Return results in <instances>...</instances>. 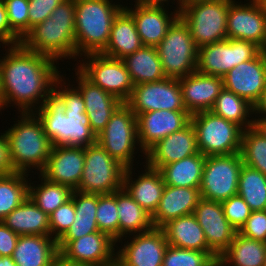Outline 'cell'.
<instances>
[{"instance_id": "cell-1", "label": "cell", "mask_w": 266, "mask_h": 266, "mask_svg": "<svg viewBox=\"0 0 266 266\" xmlns=\"http://www.w3.org/2000/svg\"><path fill=\"white\" fill-rule=\"evenodd\" d=\"M7 49L6 56L0 58L1 106L9 107L8 104L13 102L21 113L34 112L35 106L40 104L37 106L40 108L43 105L60 77L55 65L57 61L29 51L21 44Z\"/></svg>"}, {"instance_id": "cell-2", "label": "cell", "mask_w": 266, "mask_h": 266, "mask_svg": "<svg viewBox=\"0 0 266 266\" xmlns=\"http://www.w3.org/2000/svg\"><path fill=\"white\" fill-rule=\"evenodd\" d=\"M62 76L34 114L42 122L45 135L53 146L85 147L95 144L97 137L87 123L83 96L77 88H73L74 85L72 88L65 86ZM62 81L65 85L61 84Z\"/></svg>"}, {"instance_id": "cell-3", "label": "cell", "mask_w": 266, "mask_h": 266, "mask_svg": "<svg viewBox=\"0 0 266 266\" xmlns=\"http://www.w3.org/2000/svg\"><path fill=\"white\" fill-rule=\"evenodd\" d=\"M20 44L56 61L66 57L75 59V0L60 3L49 18L31 28Z\"/></svg>"}, {"instance_id": "cell-4", "label": "cell", "mask_w": 266, "mask_h": 266, "mask_svg": "<svg viewBox=\"0 0 266 266\" xmlns=\"http://www.w3.org/2000/svg\"><path fill=\"white\" fill-rule=\"evenodd\" d=\"M112 0H75L76 57L101 53L107 46L116 15L123 5Z\"/></svg>"}, {"instance_id": "cell-5", "label": "cell", "mask_w": 266, "mask_h": 266, "mask_svg": "<svg viewBox=\"0 0 266 266\" xmlns=\"http://www.w3.org/2000/svg\"><path fill=\"white\" fill-rule=\"evenodd\" d=\"M19 119L18 123L5 131L14 170L29 174L31 168H37L41 173L53 145L34 112L21 113Z\"/></svg>"}, {"instance_id": "cell-6", "label": "cell", "mask_w": 266, "mask_h": 266, "mask_svg": "<svg viewBox=\"0 0 266 266\" xmlns=\"http://www.w3.org/2000/svg\"><path fill=\"white\" fill-rule=\"evenodd\" d=\"M198 150L204 156L239 153L243 129L236 123L213 114L211 111L191 115Z\"/></svg>"}, {"instance_id": "cell-7", "label": "cell", "mask_w": 266, "mask_h": 266, "mask_svg": "<svg viewBox=\"0 0 266 266\" xmlns=\"http://www.w3.org/2000/svg\"><path fill=\"white\" fill-rule=\"evenodd\" d=\"M156 48L166 77L180 79L196 72L198 47L180 16Z\"/></svg>"}, {"instance_id": "cell-8", "label": "cell", "mask_w": 266, "mask_h": 266, "mask_svg": "<svg viewBox=\"0 0 266 266\" xmlns=\"http://www.w3.org/2000/svg\"><path fill=\"white\" fill-rule=\"evenodd\" d=\"M228 9L229 0L197 1L182 7L179 16L199 48L227 39Z\"/></svg>"}, {"instance_id": "cell-9", "label": "cell", "mask_w": 266, "mask_h": 266, "mask_svg": "<svg viewBox=\"0 0 266 266\" xmlns=\"http://www.w3.org/2000/svg\"><path fill=\"white\" fill-rule=\"evenodd\" d=\"M85 165L77 191L110 194L123 188L126 167L111 157L98 142L84 147Z\"/></svg>"}, {"instance_id": "cell-10", "label": "cell", "mask_w": 266, "mask_h": 266, "mask_svg": "<svg viewBox=\"0 0 266 266\" xmlns=\"http://www.w3.org/2000/svg\"><path fill=\"white\" fill-rule=\"evenodd\" d=\"M99 145L126 168L133 167L136 143L138 146L137 120L131 108L122 103L112 114L104 130L97 136Z\"/></svg>"}, {"instance_id": "cell-11", "label": "cell", "mask_w": 266, "mask_h": 266, "mask_svg": "<svg viewBox=\"0 0 266 266\" xmlns=\"http://www.w3.org/2000/svg\"><path fill=\"white\" fill-rule=\"evenodd\" d=\"M78 71L92 84L126 103L134 84L123 60L105 56L101 53L83 55ZM82 63V64H81Z\"/></svg>"}, {"instance_id": "cell-12", "label": "cell", "mask_w": 266, "mask_h": 266, "mask_svg": "<svg viewBox=\"0 0 266 266\" xmlns=\"http://www.w3.org/2000/svg\"><path fill=\"white\" fill-rule=\"evenodd\" d=\"M240 152L230 155L206 156L200 195L202 199L223 202L238 193L243 165Z\"/></svg>"}, {"instance_id": "cell-13", "label": "cell", "mask_w": 266, "mask_h": 266, "mask_svg": "<svg viewBox=\"0 0 266 266\" xmlns=\"http://www.w3.org/2000/svg\"><path fill=\"white\" fill-rule=\"evenodd\" d=\"M262 51L256 43L238 39L204 45L198 48L196 71L223 77L235 66L257 57Z\"/></svg>"}, {"instance_id": "cell-14", "label": "cell", "mask_w": 266, "mask_h": 266, "mask_svg": "<svg viewBox=\"0 0 266 266\" xmlns=\"http://www.w3.org/2000/svg\"><path fill=\"white\" fill-rule=\"evenodd\" d=\"M116 241L103 232L58 240L59 260L69 266H108L116 262Z\"/></svg>"}, {"instance_id": "cell-15", "label": "cell", "mask_w": 266, "mask_h": 266, "mask_svg": "<svg viewBox=\"0 0 266 266\" xmlns=\"http://www.w3.org/2000/svg\"><path fill=\"white\" fill-rule=\"evenodd\" d=\"M126 104L136 116L155 110L187 111L179 79L168 77L135 85Z\"/></svg>"}, {"instance_id": "cell-16", "label": "cell", "mask_w": 266, "mask_h": 266, "mask_svg": "<svg viewBox=\"0 0 266 266\" xmlns=\"http://www.w3.org/2000/svg\"><path fill=\"white\" fill-rule=\"evenodd\" d=\"M246 4L229 0L227 39L254 42L266 51V12L255 0Z\"/></svg>"}, {"instance_id": "cell-17", "label": "cell", "mask_w": 266, "mask_h": 266, "mask_svg": "<svg viewBox=\"0 0 266 266\" xmlns=\"http://www.w3.org/2000/svg\"><path fill=\"white\" fill-rule=\"evenodd\" d=\"M167 246L162 228L153 227L133 234L132 240L116 252V262L121 266H162Z\"/></svg>"}, {"instance_id": "cell-18", "label": "cell", "mask_w": 266, "mask_h": 266, "mask_svg": "<svg viewBox=\"0 0 266 266\" xmlns=\"http://www.w3.org/2000/svg\"><path fill=\"white\" fill-rule=\"evenodd\" d=\"M224 88L255 105L266 88V51L242 62L222 77Z\"/></svg>"}, {"instance_id": "cell-19", "label": "cell", "mask_w": 266, "mask_h": 266, "mask_svg": "<svg viewBox=\"0 0 266 266\" xmlns=\"http://www.w3.org/2000/svg\"><path fill=\"white\" fill-rule=\"evenodd\" d=\"M136 120L139 148L145 155L158 141L186 127L191 115L187 111L155 110L137 115Z\"/></svg>"}, {"instance_id": "cell-20", "label": "cell", "mask_w": 266, "mask_h": 266, "mask_svg": "<svg viewBox=\"0 0 266 266\" xmlns=\"http://www.w3.org/2000/svg\"><path fill=\"white\" fill-rule=\"evenodd\" d=\"M193 214L203 229L208 246L220 257L237 233L226 219L221 202L201 198Z\"/></svg>"}, {"instance_id": "cell-21", "label": "cell", "mask_w": 266, "mask_h": 266, "mask_svg": "<svg viewBox=\"0 0 266 266\" xmlns=\"http://www.w3.org/2000/svg\"><path fill=\"white\" fill-rule=\"evenodd\" d=\"M84 165V147L52 146L48 162L40 174L50 182L66 185L76 190Z\"/></svg>"}, {"instance_id": "cell-22", "label": "cell", "mask_w": 266, "mask_h": 266, "mask_svg": "<svg viewBox=\"0 0 266 266\" xmlns=\"http://www.w3.org/2000/svg\"><path fill=\"white\" fill-rule=\"evenodd\" d=\"M199 153L194 127L191 122L158 141L146 153V164L154 169Z\"/></svg>"}, {"instance_id": "cell-23", "label": "cell", "mask_w": 266, "mask_h": 266, "mask_svg": "<svg viewBox=\"0 0 266 266\" xmlns=\"http://www.w3.org/2000/svg\"><path fill=\"white\" fill-rule=\"evenodd\" d=\"M184 106L190 115L210 111L224 89L223 78L194 72L179 79Z\"/></svg>"}, {"instance_id": "cell-24", "label": "cell", "mask_w": 266, "mask_h": 266, "mask_svg": "<svg viewBox=\"0 0 266 266\" xmlns=\"http://www.w3.org/2000/svg\"><path fill=\"white\" fill-rule=\"evenodd\" d=\"M75 74L78 77L76 88L82 94L86 107L87 123L97 137L122 102L101 87L92 84L78 70Z\"/></svg>"}, {"instance_id": "cell-25", "label": "cell", "mask_w": 266, "mask_h": 266, "mask_svg": "<svg viewBox=\"0 0 266 266\" xmlns=\"http://www.w3.org/2000/svg\"><path fill=\"white\" fill-rule=\"evenodd\" d=\"M124 8L132 15L143 46L157 47L166 36L169 27L179 17L177 9L168 15L164 7L134 4L135 9L127 6Z\"/></svg>"}, {"instance_id": "cell-26", "label": "cell", "mask_w": 266, "mask_h": 266, "mask_svg": "<svg viewBox=\"0 0 266 266\" xmlns=\"http://www.w3.org/2000/svg\"><path fill=\"white\" fill-rule=\"evenodd\" d=\"M199 189L165 185L159 205L151 216L153 226L162 228L173 219L193 214L201 199Z\"/></svg>"}, {"instance_id": "cell-27", "label": "cell", "mask_w": 266, "mask_h": 266, "mask_svg": "<svg viewBox=\"0 0 266 266\" xmlns=\"http://www.w3.org/2000/svg\"><path fill=\"white\" fill-rule=\"evenodd\" d=\"M133 168L125 169L123 188L152 216L159 205L165 187L162 175L158 169L151 168L146 164L144 173L133 181Z\"/></svg>"}, {"instance_id": "cell-28", "label": "cell", "mask_w": 266, "mask_h": 266, "mask_svg": "<svg viewBox=\"0 0 266 266\" xmlns=\"http://www.w3.org/2000/svg\"><path fill=\"white\" fill-rule=\"evenodd\" d=\"M17 266H54L59 261L57 241L51 236H19L12 254Z\"/></svg>"}, {"instance_id": "cell-29", "label": "cell", "mask_w": 266, "mask_h": 266, "mask_svg": "<svg viewBox=\"0 0 266 266\" xmlns=\"http://www.w3.org/2000/svg\"><path fill=\"white\" fill-rule=\"evenodd\" d=\"M142 46L133 17L123 8L114 19L108 44L101 54L122 60Z\"/></svg>"}, {"instance_id": "cell-30", "label": "cell", "mask_w": 266, "mask_h": 266, "mask_svg": "<svg viewBox=\"0 0 266 266\" xmlns=\"http://www.w3.org/2000/svg\"><path fill=\"white\" fill-rule=\"evenodd\" d=\"M2 222L19 236H50L49 215L41 210L29 196Z\"/></svg>"}, {"instance_id": "cell-31", "label": "cell", "mask_w": 266, "mask_h": 266, "mask_svg": "<svg viewBox=\"0 0 266 266\" xmlns=\"http://www.w3.org/2000/svg\"><path fill=\"white\" fill-rule=\"evenodd\" d=\"M162 230L165 233L168 245L182 249L214 252L208 246L203 229L194 214L173 219L166 223Z\"/></svg>"}, {"instance_id": "cell-32", "label": "cell", "mask_w": 266, "mask_h": 266, "mask_svg": "<svg viewBox=\"0 0 266 266\" xmlns=\"http://www.w3.org/2000/svg\"><path fill=\"white\" fill-rule=\"evenodd\" d=\"M206 156L200 152L177 162L163 165L160 171L165 185L200 188Z\"/></svg>"}, {"instance_id": "cell-33", "label": "cell", "mask_w": 266, "mask_h": 266, "mask_svg": "<svg viewBox=\"0 0 266 266\" xmlns=\"http://www.w3.org/2000/svg\"><path fill=\"white\" fill-rule=\"evenodd\" d=\"M71 199L75 206V220L59 240H76L99 231L96 220L98 194L73 190Z\"/></svg>"}, {"instance_id": "cell-34", "label": "cell", "mask_w": 266, "mask_h": 266, "mask_svg": "<svg viewBox=\"0 0 266 266\" xmlns=\"http://www.w3.org/2000/svg\"><path fill=\"white\" fill-rule=\"evenodd\" d=\"M265 254V242L248 238L237 231L229 247L219 257L218 266H264Z\"/></svg>"}, {"instance_id": "cell-35", "label": "cell", "mask_w": 266, "mask_h": 266, "mask_svg": "<svg viewBox=\"0 0 266 266\" xmlns=\"http://www.w3.org/2000/svg\"><path fill=\"white\" fill-rule=\"evenodd\" d=\"M135 85L157 82L166 78L156 47L142 46L122 59Z\"/></svg>"}, {"instance_id": "cell-36", "label": "cell", "mask_w": 266, "mask_h": 266, "mask_svg": "<svg viewBox=\"0 0 266 266\" xmlns=\"http://www.w3.org/2000/svg\"><path fill=\"white\" fill-rule=\"evenodd\" d=\"M119 217V242L129 234H138L152 229L151 215L147 213L124 189L117 191Z\"/></svg>"}, {"instance_id": "cell-37", "label": "cell", "mask_w": 266, "mask_h": 266, "mask_svg": "<svg viewBox=\"0 0 266 266\" xmlns=\"http://www.w3.org/2000/svg\"><path fill=\"white\" fill-rule=\"evenodd\" d=\"M210 111L217 116L236 123L243 130L253 126L254 120L247 118L252 117L254 106L246 99L225 88L217 96Z\"/></svg>"}, {"instance_id": "cell-38", "label": "cell", "mask_w": 266, "mask_h": 266, "mask_svg": "<svg viewBox=\"0 0 266 266\" xmlns=\"http://www.w3.org/2000/svg\"><path fill=\"white\" fill-rule=\"evenodd\" d=\"M252 211L266 210V175L245 164L238 181V193Z\"/></svg>"}, {"instance_id": "cell-39", "label": "cell", "mask_w": 266, "mask_h": 266, "mask_svg": "<svg viewBox=\"0 0 266 266\" xmlns=\"http://www.w3.org/2000/svg\"><path fill=\"white\" fill-rule=\"evenodd\" d=\"M28 174L0 175V221L29 196Z\"/></svg>"}, {"instance_id": "cell-40", "label": "cell", "mask_w": 266, "mask_h": 266, "mask_svg": "<svg viewBox=\"0 0 266 266\" xmlns=\"http://www.w3.org/2000/svg\"><path fill=\"white\" fill-rule=\"evenodd\" d=\"M40 176L42 183L38 186H31L29 183V197L41 210L50 215L71 199L73 190L69 186L50 182L41 174Z\"/></svg>"}, {"instance_id": "cell-41", "label": "cell", "mask_w": 266, "mask_h": 266, "mask_svg": "<svg viewBox=\"0 0 266 266\" xmlns=\"http://www.w3.org/2000/svg\"><path fill=\"white\" fill-rule=\"evenodd\" d=\"M240 154L245 165L266 175V138L253 126L242 132Z\"/></svg>"}, {"instance_id": "cell-42", "label": "cell", "mask_w": 266, "mask_h": 266, "mask_svg": "<svg viewBox=\"0 0 266 266\" xmlns=\"http://www.w3.org/2000/svg\"><path fill=\"white\" fill-rule=\"evenodd\" d=\"M219 256L215 252L182 249L168 245L162 266H218Z\"/></svg>"}, {"instance_id": "cell-43", "label": "cell", "mask_w": 266, "mask_h": 266, "mask_svg": "<svg viewBox=\"0 0 266 266\" xmlns=\"http://www.w3.org/2000/svg\"><path fill=\"white\" fill-rule=\"evenodd\" d=\"M96 220L100 232L107 234L116 242L119 241L117 191L110 194H98Z\"/></svg>"}, {"instance_id": "cell-44", "label": "cell", "mask_w": 266, "mask_h": 266, "mask_svg": "<svg viewBox=\"0 0 266 266\" xmlns=\"http://www.w3.org/2000/svg\"><path fill=\"white\" fill-rule=\"evenodd\" d=\"M10 29L22 40L29 32V0H3Z\"/></svg>"}, {"instance_id": "cell-45", "label": "cell", "mask_w": 266, "mask_h": 266, "mask_svg": "<svg viewBox=\"0 0 266 266\" xmlns=\"http://www.w3.org/2000/svg\"><path fill=\"white\" fill-rule=\"evenodd\" d=\"M75 220V206L72 199L59 206L49 215L50 236L58 241Z\"/></svg>"}, {"instance_id": "cell-46", "label": "cell", "mask_w": 266, "mask_h": 266, "mask_svg": "<svg viewBox=\"0 0 266 266\" xmlns=\"http://www.w3.org/2000/svg\"><path fill=\"white\" fill-rule=\"evenodd\" d=\"M221 205L226 219L237 231L241 229L252 213L248 204L238 194L223 201Z\"/></svg>"}, {"instance_id": "cell-47", "label": "cell", "mask_w": 266, "mask_h": 266, "mask_svg": "<svg viewBox=\"0 0 266 266\" xmlns=\"http://www.w3.org/2000/svg\"><path fill=\"white\" fill-rule=\"evenodd\" d=\"M238 232L248 238L266 243V210L252 211Z\"/></svg>"}, {"instance_id": "cell-48", "label": "cell", "mask_w": 266, "mask_h": 266, "mask_svg": "<svg viewBox=\"0 0 266 266\" xmlns=\"http://www.w3.org/2000/svg\"><path fill=\"white\" fill-rule=\"evenodd\" d=\"M64 0H29V31L35 25L49 18L55 8Z\"/></svg>"}, {"instance_id": "cell-49", "label": "cell", "mask_w": 266, "mask_h": 266, "mask_svg": "<svg viewBox=\"0 0 266 266\" xmlns=\"http://www.w3.org/2000/svg\"><path fill=\"white\" fill-rule=\"evenodd\" d=\"M0 42L8 47L21 43V39L10 29L3 0H0Z\"/></svg>"}, {"instance_id": "cell-50", "label": "cell", "mask_w": 266, "mask_h": 266, "mask_svg": "<svg viewBox=\"0 0 266 266\" xmlns=\"http://www.w3.org/2000/svg\"><path fill=\"white\" fill-rule=\"evenodd\" d=\"M19 235L0 221V257H11Z\"/></svg>"}, {"instance_id": "cell-51", "label": "cell", "mask_w": 266, "mask_h": 266, "mask_svg": "<svg viewBox=\"0 0 266 266\" xmlns=\"http://www.w3.org/2000/svg\"><path fill=\"white\" fill-rule=\"evenodd\" d=\"M2 134L0 135V175H11L16 171L11 160L6 133Z\"/></svg>"}, {"instance_id": "cell-52", "label": "cell", "mask_w": 266, "mask_h": 266, "mask_svg": "<svg viewBox=\"0 0 266 266\" xmlns=\"http://www.w3.org/2000/svg\"><path fill=\"white\" fill-rule=\"evenodd\" d=\"M260 113L262 114V117L266 118V88L262 92L259 101L254 105L253 114H260Z\"/></svg>"}, {"instance_id": "cell-53", "label": "cell", "mask_w": 266, "mask_h": 266, "mask_svg": "<svg viewBox=\"0 0 266 266\" xmlns=\"http://www.w3.org/2000/svg\"><path fill=\"white\" fill-rule=\"evenodd\" d=\"M166 1L169 3L168 0H136L134 2L136 5L164 7L165 6L164 2L167 3ZM176 1L179 4V0Z\"/></svg>"}, {"instance_id": "cell-54", "label": "cell", "mask_w": 266, "mask_h": 266, "mask_svg": "<svg viewBox=\"0 0 266 266\" xmlns=\"http://www.w3.org/2000/svg\"><path fill=\"white\" fill-rule=\"evenodd\" d=\"M253 127L266 138V118H253Z\"/></svg>"}, {"instance_id": "cell-55", "label": "cell", "mask_w": 266, "mask_h": 266, "mask_svg": "<svg viewBox=\"0 0 266 266\" xmlns=\"http://www.w3.org/2000/svg\"><path fill=\"white\" fill-rule=\"evenodd\" d=\"M0 266H17L12 260V257H1Z\"/></svg>"}, {"instance_id": "cell-56", "label": "cell", "mask_w": 266, "mask_h": 266, "mask_svg": "<svg viewBox=\"0 0 266 266\" xmlns=\"http://www.w3.org/2000/svg\"><path fill=\"white\" fill-rule=\"evenodd\" d=\"M197 1H207V0H179V5L177 7V10L180 12V9L182 7L187 6L190 3L197 2Z\"/></svg>"}, {"instance_id": "cell-57", "label": "cell", "mask_w": 266, "mask_h": 266, "mask_svg": "<svg viewBox=\"0 0 266 266\" xmlns=\"http://www.w3.org/2000/svg\"><path fill=\"white\" fill-rule=\"evenodd\" d=\"M259 6L266 12V0H255Z\"/></svg>"}, {"instance_id": "cell-58", "label": "cell", "mask_w": 266, "mask_h": 266, "mask_svg": "<svg viewBox=\"0 0 266 266\" xmlns=\"http://www.w3.org/2000/svg\"><path fill=\"white\" fill-rule=\"evenodd\" d=\"M54 266H69L64 263H62L60 260L54 265Z\"/></svg>"}, {"instance_id": "cell-59", "label": "cell", "mask_w": 266, "mask_h": 266, "mask_svg": "<svg viewBox=\"0 0 266 266\" xmlns=\"http://www.w3.org/2000/svg\"><path fill=\"white\" fill-rule=\"evenodd\" d=\"M108 266H121V265L118 262H115L112 265H108Z\"/></svg>"}, {"instance_id": "cell-60", "label": "cell", "mask_w": 266, "mask_h": 266, "mask_svg": "<svg viewBox=\"0 0 266 266\" xmlns=\"http://www.w3.org/2000/svg\"><path fill=\"white\" fill-rule=\"evenodd\" d=\"M264 266H266V254H265V258H264Z\"/></svg>"}]
</instances>
